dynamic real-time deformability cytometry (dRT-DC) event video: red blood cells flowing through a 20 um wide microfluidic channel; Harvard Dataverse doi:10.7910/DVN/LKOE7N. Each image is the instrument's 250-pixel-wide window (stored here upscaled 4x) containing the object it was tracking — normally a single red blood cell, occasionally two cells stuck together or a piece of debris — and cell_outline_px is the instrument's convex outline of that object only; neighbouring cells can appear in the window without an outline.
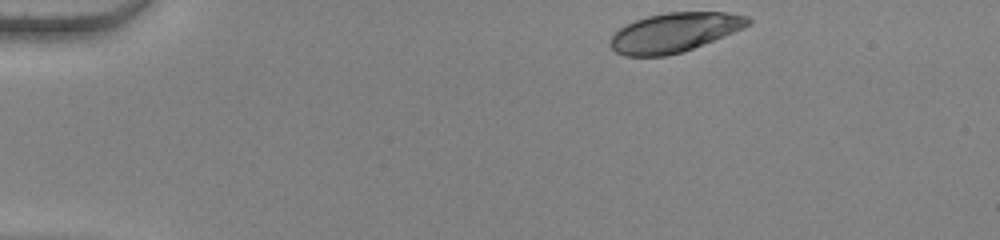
{"species": "human", "species_latin": "Homo sapiens", "temperature_condition": "warm", "stored_images_in_passage": 46, "camera_frame_rate_fps": 3000, "um_per_image_px": 0.085, "donor": {"sex": "female"}, "frame": {"image": 1, "passage_image": 1, "time_ms": 0.0, "image_size_px": [1000, 240], "cell_outline_px": [[752, 24], [744, 28], [724, 36], [692, 48], [680, 52], [664, 56], [624, 56], [616, 52], [608, 44], [612, 36], [620, 28], [636, 20], [648, 16], [668, 12], [728, 12], [748, 16], [752, 20]], "centroid_in_image_um": [57.35, 2.75], "position_along_channel_um": 27.7, "area_um2": 31.39}}
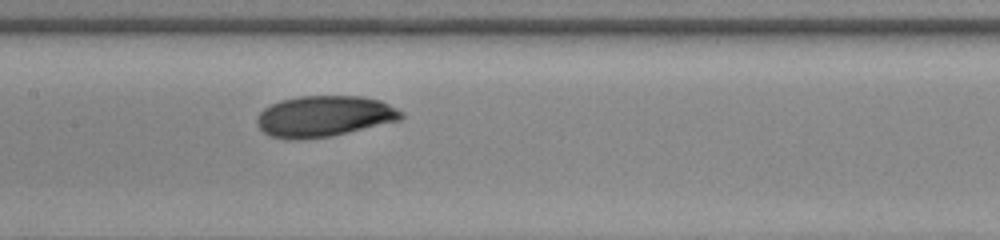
{"frame": {"image": 2, "passage_image": 20, "time_ms": 6.333, "image_size_px": [1000, 240], "cell_outline_px": [[404, 116], [400, 120], [332, 136], [304, 140], [288, 140], [268, 136], [256, 124], [256, 116], [264, 108], [280, 100], [300, 96], [360, 96], [380, 100], [404, 112]], "centroid_in_image_um": [27.52, 9.9], "position_along_channel_um": 179.9, "area_um2": 34.8}}
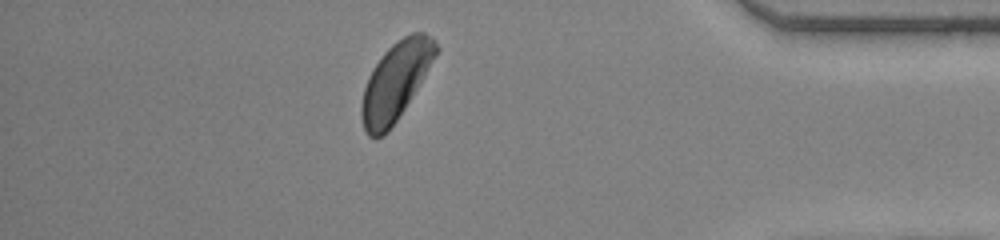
{"frame": {"image": 3, "passage_image": 40, "time_ms": 13.0, "image_size_px": [1000, 240], "cell_outline_px": [[440, 48], [404, 108], [388, 132], [384, 136], [376, 140], [368, 136], [364, 128], [360, 116], [360, 104], [364, 88], [368, 76], [372, 68], [384, 52], [396, 40], [412, 32], [424, 32], [432, 36]], "centroid_in_image_um": [33.59, 6.92], "position_along_channel_um": 401.6, "area_um2": 33.58}, "authors_computed_cell_mechanics": {"area_um2": 33.0327, "velocity_mm_per_s": 3.7913, "shape_relaxation_time_tau1_ms": 2.5766, "shape_relaxation_time_tau2_ms": null, "deformation_change_tau1": 0.105, "deformation_change_tau2": null}}